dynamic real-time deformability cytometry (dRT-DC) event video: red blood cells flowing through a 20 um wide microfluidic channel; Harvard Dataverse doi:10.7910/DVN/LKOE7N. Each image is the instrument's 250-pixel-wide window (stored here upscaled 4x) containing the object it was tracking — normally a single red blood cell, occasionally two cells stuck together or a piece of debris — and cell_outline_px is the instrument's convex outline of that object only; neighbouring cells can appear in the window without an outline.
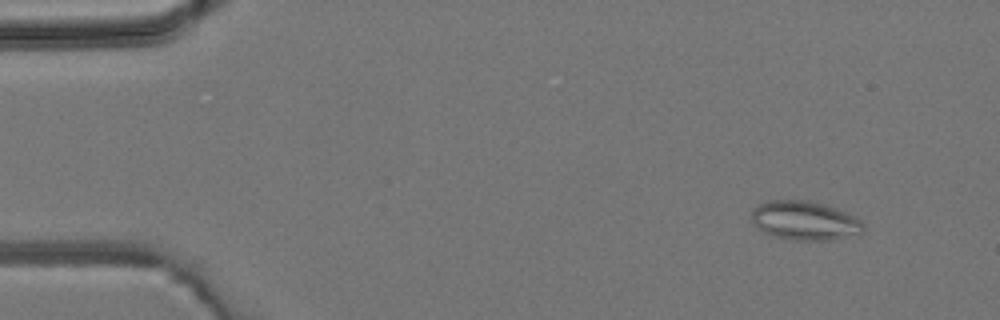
{"species": "common noctule bat (a hibernating species)", "species_latin": "Nyctalus noctula", "temperature_condition": "room temperature", "stored_images_in_passage": 5, "camera_frame_rate_fps": 3000, "um_per_image_px": 0.085, "animal": {"sex": "male", "body_mass_g": 19.2, "forearm_length_mm": 51.8}, "frame": {"image": 1, "passage_image": 2, "time_ms": 1.0, "image_size_px": [1000, 320], "cell_outline_px": [[864, 232], [832, 240], [792, 240], [772, 236], [764, 232], [752, 224], [752, 208], [768, 200], [808, 200], [824, 204], [836, 208], [856, 216], [864, 224]], "centroid_in_image_um": [68.4, 18.75], "position_along_channel_um": 16.6, "area_um2": 25.66}}
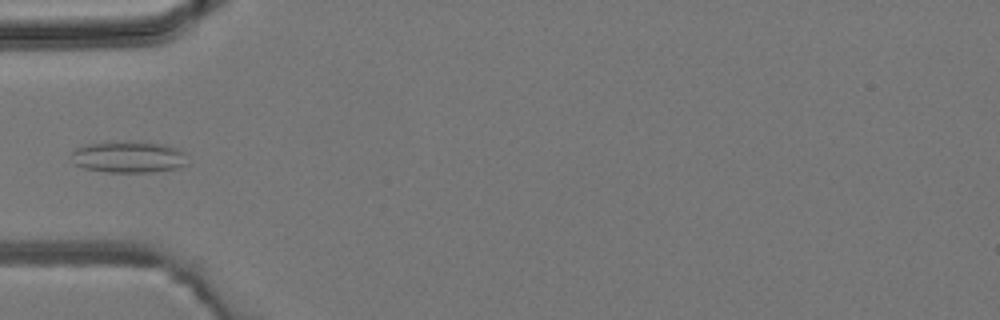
{"frame": {"image": 2, "passage_image": 5, "time_ms": 4.667, "image_size_px": [1000, 320], "cell_outline_px": [[188, 164], [176, 168], [152, 172], [108, 172], [84, 168], [76, 164], [72, 152], [76, 148], [84, 144], [116, 140], [144, 140], [164, 144], [180, 148], [184, 152]], "centroid_in_image_um": [10.98, 13.3], "position_along_channel_um": 74.0, "area_um2": 21.96}}